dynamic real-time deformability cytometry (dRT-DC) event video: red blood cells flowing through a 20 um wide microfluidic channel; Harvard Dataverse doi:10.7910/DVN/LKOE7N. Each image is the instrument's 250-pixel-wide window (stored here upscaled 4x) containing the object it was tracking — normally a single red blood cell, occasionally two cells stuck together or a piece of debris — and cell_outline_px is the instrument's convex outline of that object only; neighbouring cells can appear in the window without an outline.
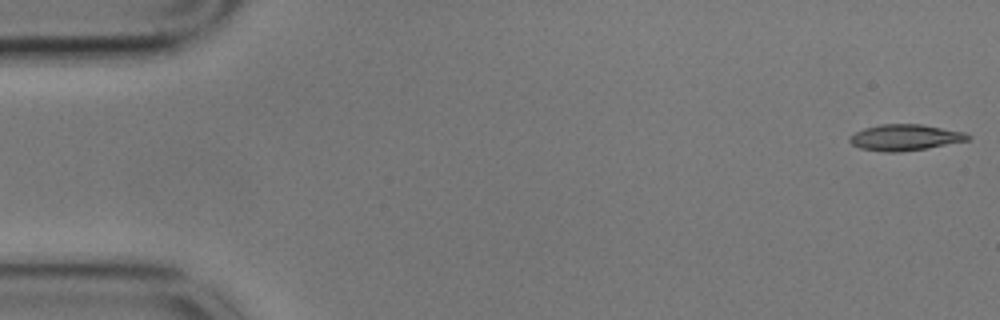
{"species": "common noctule bat (a hibernating species)", "species_latin": "Nyctalus noctula", "temperature_condition": "cold", "stored_images_in_passage": 56, "camera_frame_rate_fps": 3000, "um_per_image_px": 0.085, "animal": {"sex": "male", "body_mass_g": 17.9}, "frame": {"image": 1, "passage_image": 1, "time_ms": 0.0, "image_size_px": [1000, 320], "cell_outline_px": [[972, 136], [968, 140], [924, 148], [900, 152], [884, 152], [860, 148], [852, 144], [848, 140], [848, 136], [864, 128], [880, 124], [920, 124], [964, 132]], "centroid_in_image_um": [76.87, 11.68], "position_along_channel_um": 8.1, "area_um2": 17.8}}
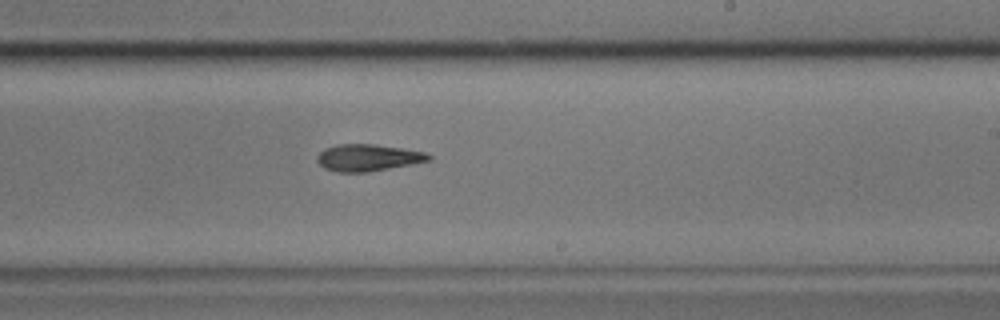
{"frame": {"image": 2, "passage_image": 33, "time_ms": 10.667, "image_size_px": [1000, 320], "cell_outline_px": [[432, 160], [412, 164], [368, 172], [336, 172], [324, 168], [316, 160], [316, 156], [324, 148], [336, 144], [376, 144], [424, 152], [432, 156]], "centroid_in_image_um": [31.25, 13.4], "position_along_channel_um": 257.8, "area_um2": 17.51}}
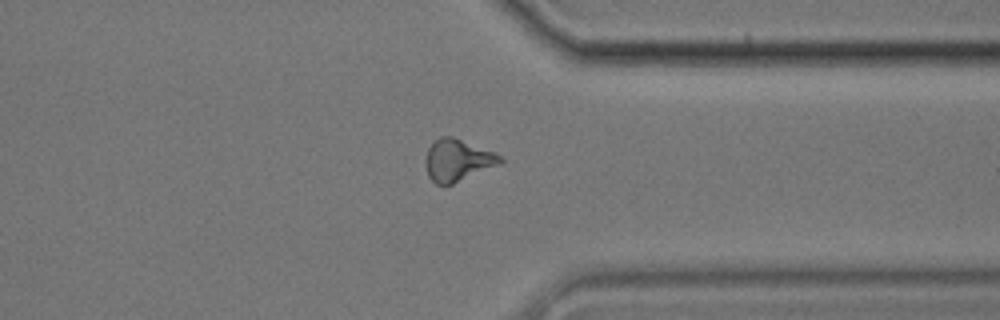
{"frame": {"image": 3, "passage_image": 43, "time_ms": 14.0, "image_size_px": [1000, 320], "cell_outline_px": [[504, 160], [500, 164], [452, 184], [436, 184], [428, 176], [424, 164], [424, 160], [428, 148], [440, 136], [452, 136], [492, 152], [500, 156]], "centroid_in_image_um": [38.85, 13.62], "position_along_channel_um": 372.6, "area_um2": 17.98}, "authors_computed_cell_mechanics": {"area_um2": 17.8024, "velocity_mm_per_s": 3.5369, "shape_relaxation_time_tau1_ms": 8.583, "shape_relaxation_time_tau2_ms": null, "deformation_change_tau1": 0.2033, "deformation_change_tau2": null}}